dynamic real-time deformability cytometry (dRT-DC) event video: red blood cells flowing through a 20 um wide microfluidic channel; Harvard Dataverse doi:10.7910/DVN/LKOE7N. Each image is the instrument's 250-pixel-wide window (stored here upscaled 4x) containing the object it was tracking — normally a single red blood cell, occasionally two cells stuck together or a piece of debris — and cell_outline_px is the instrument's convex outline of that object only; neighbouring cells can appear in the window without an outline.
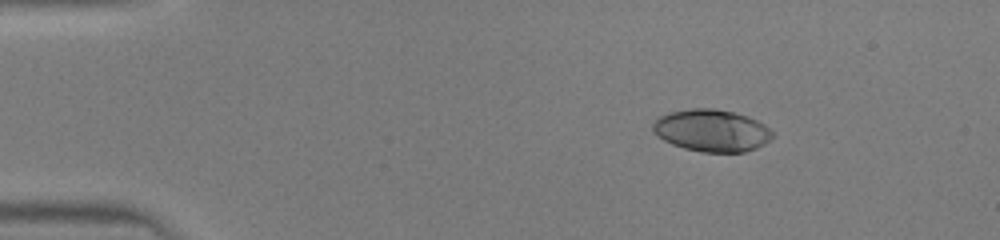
{"species": "human", "species_latin": "Homo sapiens", "temperature_condition": "warm", "stored_images_in_passage": 39, "camera_frame_rate_fps": 3000, "um_per_image_px": 0.085, "donor": {"sex": "male"}, "frame": {"image": 1, "passage_image": 1, "time_ms": 0.0, "image_size_px": [1000, 240], "cell_outline_px": [[776, 136], [764, 144], [756, 148], [744, 152], [700, 152], [684, 148], [672, 144], [664, 140], [652, 132], [652, 124], [660, 116], [668, 112], [688, 108], [716, 108], [748, 116], [764, 124]], "centroid_in_image_um": [60.49, 11.09], "position_along_channel_um": 24.5, "area_um2": 29.59}}
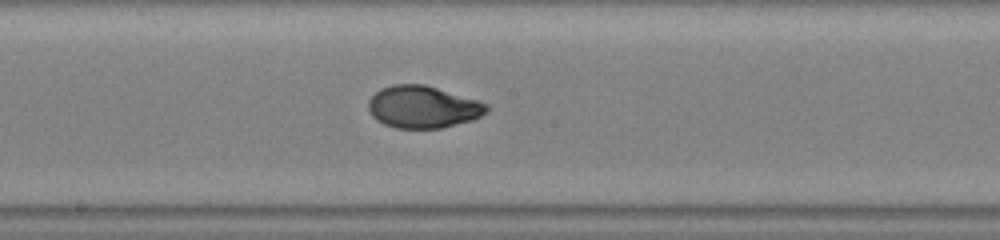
{"frame": {"image": 2, "passage_image": 19, "time_ms": 6.0, "image_size_px": [1000, 240], "cell_outline_px": [[488, 112], [472, 120], [440, 128], [396, 128], [384, 124], [376, 120], [372, 116], [368, 108], [368, 100], [380, 88], [392, 84], [424, 84], [476, 100], [488, 104]], "centroid_in_image_um": [35.91, 9.09], "position_along_channel_um": 212.3, "area_um2": 28.96}}
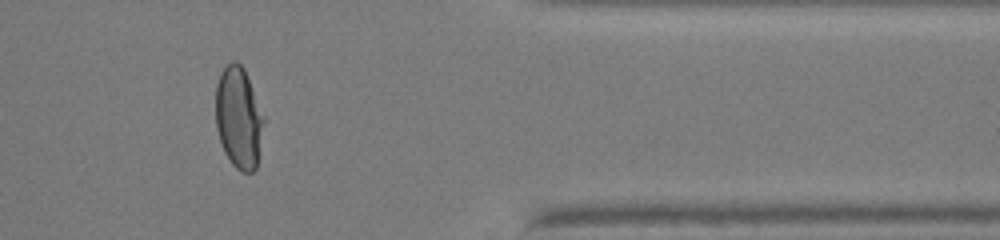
{"frame": {"image": 3, "passage_image": 32, "time_ms": 10.333, "image_size_px": [1000, 240], "cell_outline_px": [[264, 120], [256, 168], [252, 172], [240, 172], [232, 164], [224, 152], [216, 128], [216, 84], [220, 72], [232, 60], [236, 60], [244, 68], [264, 116]], "centroid_in_image_um": [20.27, 9.99], "position_along_channel_um": 391.1, "area_um2": 28.38}}